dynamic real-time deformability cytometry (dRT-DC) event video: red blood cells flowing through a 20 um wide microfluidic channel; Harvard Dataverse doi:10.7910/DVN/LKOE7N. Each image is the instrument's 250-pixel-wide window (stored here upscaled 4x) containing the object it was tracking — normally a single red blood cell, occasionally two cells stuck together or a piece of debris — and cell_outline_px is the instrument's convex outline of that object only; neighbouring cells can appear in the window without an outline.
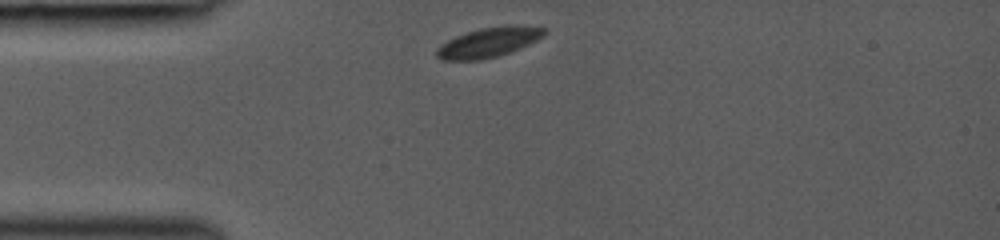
{"species": "common noctule bat (a hibernating species)", "species_latin": "Nyctalus noctula", "temperature_condition": "room temperature", "stored_images_in_passage": 37, "camera_frame_rate_fps": 3000, "um_per_image_px": 0.085, "animal": {"sex": "female", "body_mass_g": 19.0, "forearm_length_mm": 53.3}, "frame": {"image": 1, "passage_image": 1, "time_ms": 0.0, "image_size_px": [1000, 240], "cell_outline_px": [[548, 32], [544, 36], [512, 52], [500, 56], [480, 60], [440, 60], [436, 56], [436, 48], [440, 44], [456, 36], [480, 28], [504, 24], [512, 24], [548, 28]], "centroid_in_image_um": [41.57, 3.59], "position_along_channel_um": 43.4, "area_um2": 19.07}}
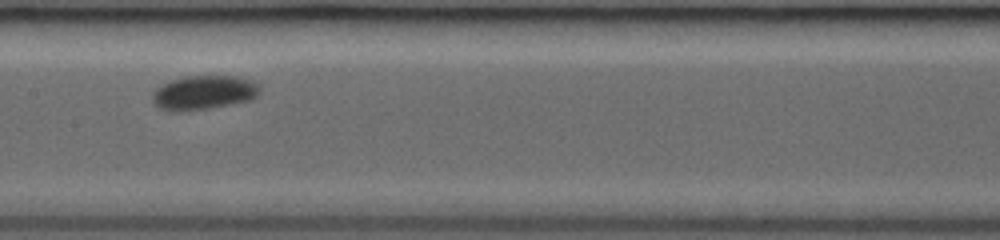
{"frame": {"image": 2, "passage_image": 14, "time_ms": 4.0, "image_size_px": [1000, 240], "cell_outline_px": [[260, 92], [252, 100], [212, 108], [180, 112], [176, 112], [160, 108], [152, 100], [152, 92], [160, 84], [184, 76], [236, 76], [248, 80], [256, 84], [260, 88]], "centroid_in_image_um": [17.29, 7.88], "position_along_channel_um": 190.1, "area_um2": 21.5}}
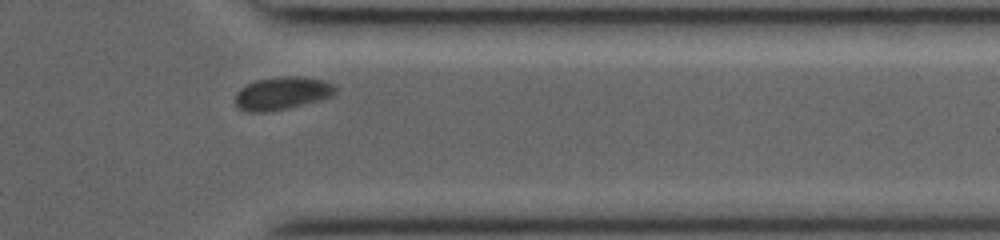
{"frame": {"image": 3, "passage_image": 33, "time_ms": 8.667, "image_size_px": [1000, 240], "cell_outline_px": [[336, 92], [332, 96], [320, 100], [288, 108], [264, 112], [248, 112], [240, 108], [236, 104], [236, 92], [240, 88], [256, 80], [284, 76], [300, 76], [324, 80], [336, 84]], "centroid_in_image_um": [24.02, 7.92], "position_along_channel_um": 387.4, "area_um2": 19.19}}